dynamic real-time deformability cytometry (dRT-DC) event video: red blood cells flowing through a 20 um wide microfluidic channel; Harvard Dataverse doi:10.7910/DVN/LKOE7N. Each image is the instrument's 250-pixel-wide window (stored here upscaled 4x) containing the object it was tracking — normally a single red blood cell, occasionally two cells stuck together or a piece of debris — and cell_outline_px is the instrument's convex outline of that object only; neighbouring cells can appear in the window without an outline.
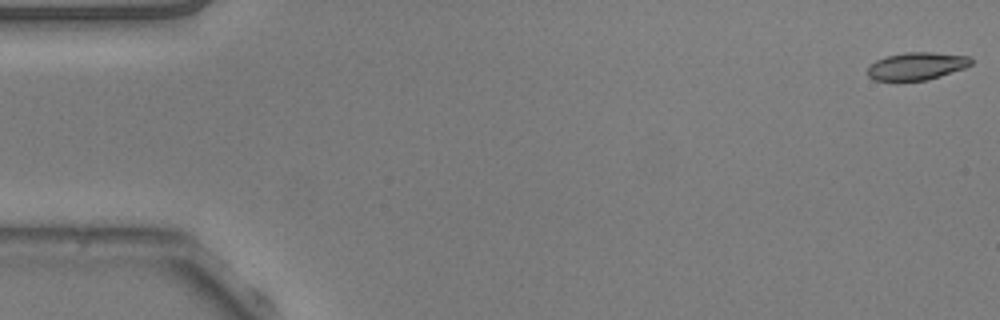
{"species": "common noctule bat (a hibernating species)", "species_latin": "Nyctalus noctula", "temperature_condition": "warm", "stored_images_in_passage": 53, "camera_frame_rate_fps": 3000, "um_per_image_px": 0.085, "animal": {"sex": "male", "body_mass_g": 20.5, "forearm_length_mm": 52.5}, "frame": {"image": 1, "passage_image": 1, "time_ms": 0.0, "image_size_px": [1000, 320], "cell_outline_px": [[972, 64], [964, 68], [928, 80], [876, 80], [868, 76], [868, 68], [876, 60], [888, 56], [904, 52], [932, 52], [968, 56], [972, 60]], "centroid_in_image_um": [77.94, 5.61], "position_along_channel_um": 7.1, "area_um2": 16.42}}
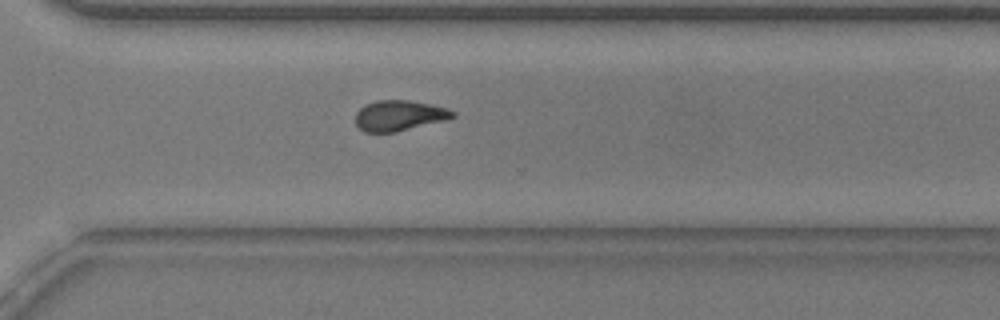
{"frame": {"image": 2, "passage_image": 38, "time_ms": 12.333, "image_size_px": [1000, 320], "cell_outline_px": [[456, 116], [448, 120], [396, 132], [364, 132], [356, 124], [356, 112], [360, 108], [376, 100], [408, 100], [432, 104], [448, 108], [456, 112]], "centroid_in_image_um": [33.99, 9.82], "position_along_channel_um": 336.6, "area_um2": 17.46}}
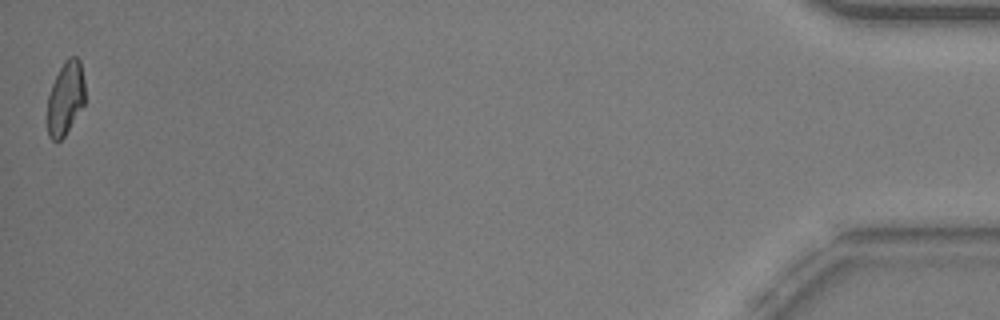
{"frame": {"image": 3, "passage_image": 53, "time_ms": 17.333, "image_size_px": [1000, 320], "cell_outline_px": [[84, 104], [64, 136], [60, 140], [52, 140], [48, 136], [48, 96], [52, 84], [64, 60], [68, 56], [76, 56], [80, 60], [84, 80]], "centroid_in_image_um": [5.57, 8.31], "position_along_channel_um": 429.6, "area_um2": 15.95}, "authors_computed_cell_mechanics": {"area_um2": 17.5134, "velocity_mm_per_s": 3.7979, "shape_relaxation_time_tau1_ms": 5.1246, "shape_relaxation_time_tau2_ms": 3.5842, "deformation_change_tau1": 0.1727, "deformation_change_tau2": 0.1054}}